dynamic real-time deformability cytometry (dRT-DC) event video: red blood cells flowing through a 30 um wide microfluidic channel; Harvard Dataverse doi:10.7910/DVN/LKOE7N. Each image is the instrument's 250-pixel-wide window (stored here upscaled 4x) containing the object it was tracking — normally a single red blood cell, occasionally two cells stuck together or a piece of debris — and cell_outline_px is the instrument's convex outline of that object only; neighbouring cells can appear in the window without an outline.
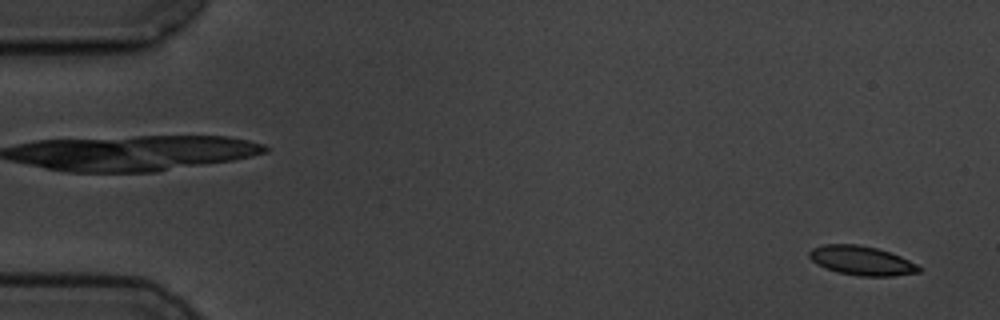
{"species": "common noctule bat (a hibernating species)", "species_latin": "Nyctalus noctula", "temperature_condition": "cold", "stored_images_in_passage": 4, "camera_frame_rate_fps": 3000, "um_per_image_px": 0.085, "animal": {"sex": "male", "body_mass_g": 19.5, "forearm_length_mm": 54.6}, "frame": {"image": 1, "passage_image": 4, "time_ms": 4.0, "image_size_px": [1000, 320], "cell_outline_px": [[920, 272], [892, 276], [856, 276], [836, 272], [816, 264], [808, 256], [808, 252], [812, 248], [824, 244], [856, 244], [876, 248], [900, 256], [916, 264], [920, 268]], "centroid_in_image_um": [73.19, 22.15], "position_along_channel_um": 11.8, "area_um2": 18.61}}